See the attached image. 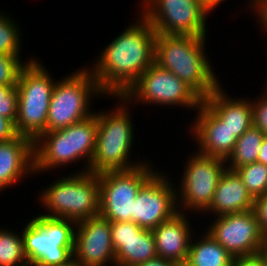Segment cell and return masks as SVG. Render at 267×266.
<instances>
[{
	"mask_svg": "<svg viewBox=\"0 0 267 266\" xmlns=\"http://www.w3.org/2000/svg\"><path fill=\"white\" fill-rule=\"evenodd\" d=\"M262 233L267 237V192L254 198L253 209Z\"/></svg>",
	"mask_w": 267,
	"mask_h": 266,
	"instance_id": "cell-30",
	"label": "cell"
},
{
	"mask_svg": "<svg viewBox=\"0 0 267 266\" xmlns=\"http://www.w3.org/2000/svg\"><path fill=\"white\" fill-rule=\"evenodd\" d=\"M251 3L249 5V8H251L250 11H254V13L257 15L258 20L261 22V29L263 33L267 34V0H250Z\"/></svg>",
	"mask_w": 267,
	"mask_h": 266,
	"instance_id": "cell-31",
	"label": "cell"
},
{
	"mask_svg": "<svg viewBox=\"0 0 267 266\" xmlns=\"http://www.w3.org/2000/svg\"><path fill=\"white\" fill-rule=\"evenodd\" d=\"M186 214L178 212L152 230L157 257L172 261L177 266L186 262L193 239L191 236H194Z\"/></svg>",
	"mask_w": 267,
	"mask_h": 266,
	"instance_id": "cell-18",
	"label": "cell"
},
{
	"mask_svg": "<svg viewBox=\"0 0 267 266\" xmlns=\"http://www.w3.org/2000/svg\"><path fill=\"white\" fill-rule=\"evenodd\" d=\"M138 266H177V265L173 263L172 261L165 260L160 257H156Z\"/></svg>",
	"mask_w": 267,
	"mask_h": 266,
	"instance_id": "cell-34",
	"label": "cell"
},
{
	"mask_svg": "<svg viewBox=\"0 0 267 266\" xmlns=\"http://www.w3.org/2000/svg\"><path fill=\"white\" fill-rule=\"evenodd\" d=\"M207 233L233 258L258 254L266 241L253 210L215 216Z\"/></svg>",
	"mask_w": 267,
	"mask_h": 266,
	"instance_id": "cell-13",
	"label": "cell"
},
{
	"mask_svg": "<svg viewBox=\"0 0 267 266\" xmlns=\"http://www.w3.org/2000/svg\"><path fill=\"white\" fill-rule=\"evenodd\" d=\"M119 101L114 110L96 113L97 140L89 172L101 174L109 171L133 169L146 161L132 162L134 127L130 116V102L124 96H115ZM119 99V100H118ZM122 103V105L120 104ZM129 107V108H128Z\"/></svg>",
	"mask_w": 267,
	"mask_h": 266,
	"instance_id": "cell-3",
	"label": "cell"
},
{
	"mask_svg": "<svg viewBox=\"0 0 267 266\" xmlns=\"http://www.w3.org/2000/svg\"><path fill=\"white\" fill-rule=\"evenodd\" d=\"M0 226V266H30L24 254L22 234Z\"/></svg>",
	"mask_w": 267,
	"mask_h": 266,
	"instance_id": "cell-24",
	"label": "cell"
},
{
	"mask_svg": "<svg viewBox=\"0 0 267 266\" xmlns=\"http://www.w3.org/2000/svg\"><path fill=\"white\" fill-rule=\"evenodd\" d=\"M232 266H266L261 255L243 256L234 258Z\"/></svg>",
	"mask_w": 267,
	"mask_h": 266,
	"instance_id": "cell-33",
	"label": "cell"
},
{
	"mask_svg": "<svg viewBox=\"0 0 267 266\" xmlns=\"http://www.w3.org/2000/svg\"><path fill=\"white\" fill-rule=\"evenodd\" d=\"M204 234L196 242L191 240L186 262L191 266H232L234 258L207 232Z\"/></svg>",
	"mask_w": 267,
	"mask_h": 266,
	"instance_id": "cell-22",
	"label": "cell"
},
{
	"mask_svg": "<svg viewBox=\"0 0 267 266\" xmlns=\"http://www.w3.org/2000/svg\"><path fill=\"white\" fill-rule=\"evenodd\" d=\"M124 97L132 102L198 109L203 99L185 82L155 62L140 76Z\"/></svg>",
	"mask_w": 267,
	"mask_h": 266,
	"instance_id": "cell-11",
	"label": "cell"
},
{
	"mask_svg": "<svg viewBox=\"0 0 267 266\" xmlns=\"http://www.w3.org/2000/svg\"><path fill=\"white\" fill-rule=\"evenodd\" d=\"M62 78L55 82L52 91L46 132L66 128L93 115L95 112L90 110L92 97L104 95L89 67L77 69Z\"/></svg>",
	"mask_w": 267,
	"mask_h": 266,
	"instance_id": "cell-8",
	"label": "cell"
},
{
	"mask_svg": "<svg viewBox=\"0 0 267 266\" xmlns=\"http://www.w3.org/2000/svg\"><path fill=\"white\" fill-rule=\"evenodd\" d=\"M265 135L256 127L247 129L236 141L231 155L226 160L228 170L235 171L244 165L257 162ZM230 160V161H229Z\"/></svg>",
	"mask_w": 267,
	"mask_h": 266,
	"instance_id": "cell-23",
	"label": "cell"
},
{
	"mask_svg": "<svg viewBox=\"0 0 267 266\" xmlns=\"http://www.w3.org/2000/svg\"><path fill=\"white\" fill-rule=\"evenodd\" d=\"M56 266H78L75 261L72 259L69 263L65 264V265H56Z\"/></svg>",
	"mask_w": 267,
	"mask_h": 266,
	"instance_id": "cell-38",
	"label": "cell"
},
{
	"mask_svg": "<svg viewBox=\"0 0 267 266\" xmlns=\"http://www.w3.org/2000/svg\"><path fill=\"white\" fill-rule=\"evenodd\" d=\"M115 266H138L157 257L151 230L132 221L110 222Z\"/></svg>",
	"mask_w": 267,
	"mask_h": 266,
	"instance_id": "cell-17",
	"label": "cell"
},
{
	"mask_svg": "<svg viewBox=\"0 0 267 266\" xmlns=\"http://www.w3.org/2000/svg\"><path fill=\"white\" fill-rule=\"evenodd\" d=\"M73 260L78 266H115L111 224L101 216L76 223Z\"/></svg>",
	"mask_w": 267,
	"mask_h": 266,
	"instance_id": "cell-15",
	"label": "cell"
},
{
	"mask_svg": "<svg viewBox=\"0 0 267 266\" xmlns=\"http://www.w3.org/2000/svg\"><path fill=\"white\" fill-rule=\"evenodd\" d=\"M21 234L30 266L65 265L73 259L76 222L37 214Z\"/></svg>",
	"mask_w": 267,
	"mask_h": 266,
	"instance_id": "cell-7",
	"label": "cell"
},
{
	"mask_svg": "<svg viewBox=\"0 0 267 266\" xmlns=\"http://www.w3.org/2000/svg\"><path fill=\"white\" fill-rule=\"evenodd\" d=\"M205 39L156 33L155 42V63L185 82L203 100L220 86L204 51Z\"/></svg>",
	"mask_w": 267,
	"mask_h": 266,
	"instance_id": "cell-2",
	"label": "cell"
},
{
	"mask_svg": "<svg viewBox=\"0 0 267 266\" xmlns=\"http://www.w3.org/2000/svg\"><path fill=\"white\" fill-rule=\"evenodd\" d=\"M17 87L0 86V115L14 124L17 118Z\"/></svg>",
	"mask_w": 267,
	"mask_h": 266,
	"instance_id": "cell-28",
	"label": "cell"
},
{
	"mask_svg": "<svg viewBox=\"0 0 267 266\" xmlns=\"http://www.w3.org/2000/svg\"><path fill=\"white\" fill-rule=\"evenodd\" d=\"M34 142L28 137L0 142V191L34 175Z\"/></svg>",
	"mask_w": 267,
	"mask_h": 266,
	"instance_id": "cell-19",
	"label": "cell"
},
{
	"mask_svg": "<svg viewBox=\"0 0 267 266\" xmlns=\"http://www.w3.org/2000/svg\"><path fill=\"white\" fill-rule=\"evenodd\" d=\"M157 171L140 187L133 208V222L151 231L178 213L177 188L167 174Z\"/></svg>",
	"mask_w": 267,
	"mask_h": 266,
	"instance_id": "cell-14",
	"label": "cell"
},
{
	"mask_svg": "<svg viewBox=\"0 0 267 266\" xmlns=\"http://www.w3.org/2000/svg\"><path fill=\"white\" fill-rule=\"evenodd\" d=\"M261 97L251 101L253 111V126L267 136V92L263 91Z\"/></svg>",
	"mask_w": 267,
	"mask_h": 266,
	"instance_id": "cell-29",
	"label": "cell"
},
{
	"mask_svg": "<svg viewBox=\"0 0 267 266\" xmlns=\"http://www.w3.org/2000/svg\"><path fill=\"white\" fill-rule=\"evenodd\" d=\"M33 59L23 62L17 55L0 53V86L16 87L21 69Z\"/></svg>",
	"mask_w": 267,
	"mask_h": 266,
	"instance_id": "cell-27",
	"label": "cell"
},
{
	"mask_svg": "<svg viewBox=\"0 0 267 266\" xmlns=\"http://www.w3.org/2000/svg\"><path fill=\"white\" fill-rule=\"evenodd\" d=\"M225 0H204L205 4L211 9L213 10L214 8L218 7V5L221 2H224Z\"/></svg>",
	"mask_w": 267,
	"mask_h": 266,
	"instance_id": "cell-36",
	"label": "cell"
},
{
	"mask_svg": "<svg viewBox=\"0 0 267 266\" xmlns=\"http://www.w3.org/2000/svg\"><path fill=\"white\" fill-rule=\"evenodd\" d=\"M261 146L262 149L258 154L257 162L267 165V136L264 137Z\"/></svg>",
	"mask_w": 267,
	"mask_h": 266,
	"instance_id": "cell-35",
	"label": "cell"
},
{
	"mask_svg": "<svg viewBox=\"0 0 267 266\" xmlns=\"http://www.w3.org/2000/svg\"><path fill=\"white\" fill-rule=\"evenodd\" d=\"M98 56L90 70L104 96H124L155 62L156 32L140 13Z\"/></svg>",
	"mask_w": 267,
	"mask_h": 266,
	"instance_id": "cell-1",
	"label": "cell"
},
{
	"mask_svg": "<svg viewBox=\"0 0 267 266\" xmlns=\"http://www.w3.org/2000/svg\"><path fill=\"white\" fill-rule=\"evenodd\" d=\"M265 81H266V83H265L266 85H265V90H263V91L267 92V80H265Z\"/></svg>",
	"mask_w": 267,
	"mask_h": 266,
	"instance_id": "cell-39",
	"label": "cell"
},
{
	"mask_svg": "<svg viewBox=\"0 0 267 266\" xmlns=\"http://www.w3.org/2000/svg\"><path fill=\"white\" fill-rule=\"evenodd\" d=\"M196 112L198 116L194 117L190 131L199 145L197 153L227 160L238 138L204 101Z\"/></svg>",
	"mask_w": 267,
	"mask_h": 266,
	"instance_id": "cell-16",
	"label": "cell"
},
{
	"mask_svg": "<svg viewBox=\"0 0 267 266\" xmlns=\"http://www.w3.org/2000/svg\"><path fill=\"white\" fill-rule=\"evenodd\" d=\"M96 140V113L66 128L43 133L34 142V172L45 173L82 159L86 163L80 173L88 172Z\"/></svg>",
	"mask_w": 267,
	"mask_h": 266,
	"instance_id": "cell-4",
	"label": "cell"
},
{
	"mask_svg": "<svg viewBox=\"0 0 267 266\" xmlns=\"http://www.w3.org/2000/svg\"><path fill=\"white\" fill-rule=\"evenodd\" d=\"M221 86L203 101L225 122L233 135L239 138L253 126L251 99H232L225 94L226 90Z\"/></svg>",
	"mask_w": 267,
	"mask_h": 266,
	"instance_id": "cell-21",
	"label": "cell"
},
{
	"mask_svg": "<svg viewBox=\"0 0 267 266\" xmlns=\"http://www.w3.org/2000/svg\"><path fill=\"white\" fill-rule=\"evenodd\" d=\"M37 58L27 63L20 71L17 91V118L15 129L18 135L35 142L46 132L48 109L56 80Z\"/></svg>",
	"mask_w": 267,
	"mask_h": 266,
	"instance_id": "cell-5",
	"label": "cell"
},
{
	"mask_svg": "<svg viewBox=\"0 0 267 266\" xmlns=\"http://www.w3.org/2000/svg\"><path fill=\"white\" fill-rule=\"evenodd\" d=\"M181 266H191L187 262L183 263Z\"/></svg>",
	"mask_w": 267,
	"mask_h": 266,
	"instance_id": "cell-40",
	"label": "cell"
},
{
	"mask_svg": "<svg viewBox=\"0 0 267 266\" xmlns=\"http://www.w3.org/2000/svg\"><path fill=\"white\" fill-rule=\"evenodd\" d=\"M40 199L47 217L79 222L99 215V181L92 172L72 173L42 190Z\"/></svg>",
	"mask_w": 267,
	"mask_h": 266,
	"instance_id": "cell-6",
	"label": "cell"
},
{
	"mask_svg": "<svg viewBox=\"0 0 267 266\" xmlns=\"http://www.w3.org/2000/svg\"><path fill=\"white\" fill-rule=\"evenodd\" d=\"M259 254L263 258L265 265L267 266V238L265 243L263 244V247L260 249Z\"/></svg>",
	"mask_w": 267,
	"mask_h": 266,
	"instance_id": "cell-37",
	"label": "cell"
},
{
	"mask_svg": "<svg viewBox=\"0 0 267 266\" xmlns=\"http://www.w3.org/2000/svg\"><path fill=\"white\" fill-rule=\"evenodd\" d=\"M188 159L180 178V188L176 189L178 212H204L210 206L220 177L227 169L226 160L196 152Z\"/></svg>",
	"mask_w": 267,
	"mask_h": 266,
	"instance_id": "cell-12",
	"label": "cell"
},
{
	"mask_svg": "<svg viewBox=\"0 0 267 266\" xmlns=\"http://www.w3.org/2000/svg\"><path fill=\"white\" fill-rule=\"evenodd\" d=\"M0 12V53L8 55H21V33L16 25L15 21L10 19L11 16H7Z\"/></svg>",
	"mask_w": 267,
	"mask_h": 266,
	"instance_id": "cell-26",
	"label": "cell"
},
{
	"mask_svg": "<svg viewBox=\"0 0 267 266\" xmlns=\"http://www.w3.org/2000/svg\"><path fill=\"white\" fill-rule=\"evenodd\" d=\"M254 198L235 171L228 170L222 174L210 206L205 213L216 216L252 210Z\"/></svg>",
	"mask_w": 267,
	"mask_h": 266,
	"instance_id": "cell-20",
	"label": "cell"
},
{
	"mask_svg": "<svg viewBox=\"0 0 267 266\" xmlns=\"http://www.w3.org/2000/svg\"><path fill=\"white\" fill-rule=\"evenodd\" d=\"M150 163L125 171L98 174L99 216L110 222H133V208L140 187L156 172Z\"/></svg>",
	"mask_w": 267,
	"mask_h": 266,
	"instance_id": "cell-10",
	"label": "cell"
},
{
	"mask_svg": "<svg viewBox=\"0 0 267 266\" xmlns=\"http://www.w3.org/2000/svg\"><path fill=\"white\" fill-rule=\"evenodd\" d=\"M235 172L253 198L267 192V165L254 162L237 168Z\"/></svg>",
	"mask_w": 267,
	"mask_h": 266,
	"instance_id": "cell-25",
	"label": "cell"
},
{
	"mask_svg": "<svg viewBox=\"0 0 267 266\" xmlns=\"http://www.w3.org/2000/svg\"><path fill=\"white\" fill-rule=\"evenodd\" d=\"M17 135L15 124L10 119L0 115V142L9 141Z\"/></svg>",
	"mask_w": 267,
	"mask_h": 266,
	"instance_id": "cell-32",
	"label": "cell"
},
{
	"mask_svg": "<svg viewBox=\"0 0 267 266\" xmlns=\"http://www.w3.org/2000/svg\"><path fill=\"white\" fill-rule=\"evenodd\" d=\"M141 14L156 33L207 36L206 20L212 10L204 0H141Z\"/></svg>",
	"mask_w": 267,
	"mask_h": 266,
	"instance_id": "cell-9",
	"label": "cell"
}]
</instances>
